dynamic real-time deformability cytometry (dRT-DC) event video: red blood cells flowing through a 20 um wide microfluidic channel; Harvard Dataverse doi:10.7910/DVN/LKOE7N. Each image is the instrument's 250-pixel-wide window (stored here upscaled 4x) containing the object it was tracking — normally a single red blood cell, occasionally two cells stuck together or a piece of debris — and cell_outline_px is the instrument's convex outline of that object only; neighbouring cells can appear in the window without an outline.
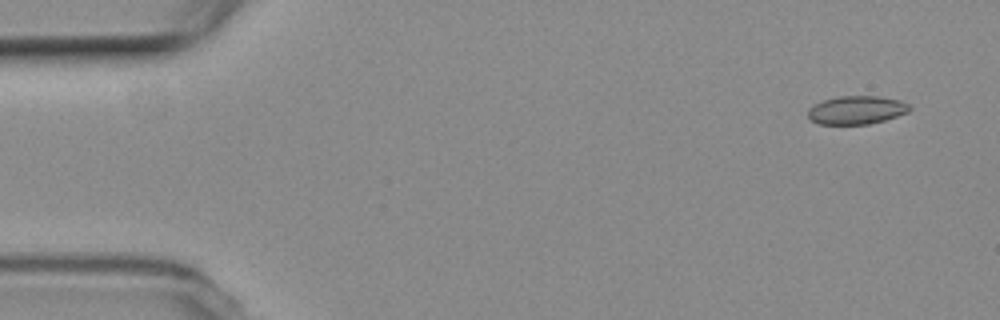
{"species": "common noctule bat (a hibernating species)", "species_latin": "Nyctalus noctula", "temperature_condition": "room temperature", "stored_images_in_passage": 6, "camera_frame_rate_fps": 3000, "um_per_image_px": 0.085, "animal": {"sex": "female", "body_mass_g": 19.3, "forearm_length_mm": 54.1}, "frame": {"image": 1, "passage_image": 1, "time_ms": 0.0, "image_size_px": [1000, 320], "cell_outline_px": [[912, 108], [908, 112], [884, 120], [868, 124], [820, 124], [812, 120], [808, 116], [808, 108], [824, 100], [840, 96], [876, 96], [900, 100], [908, 104]], "centroid_in_image_um": [72.82, 9.35], "position_along_channel_um": 12.2, "area_um2": 16.59}}
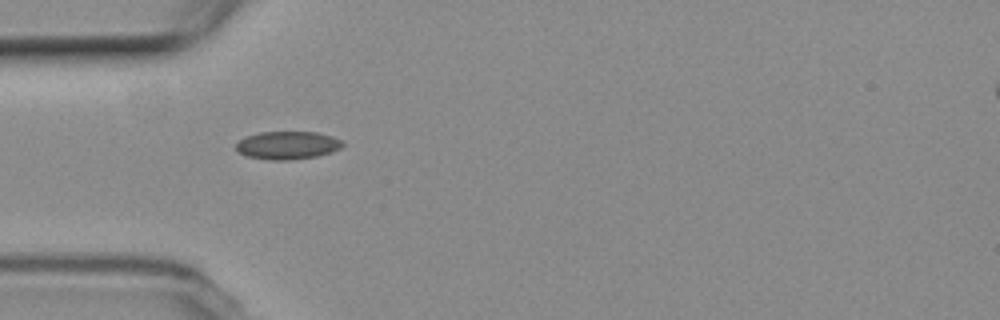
{"frame": {"image": 2, "passage_image": 5, "time_ms": 4.667, "image_size_px": [1000, 320], "cell_outline_px": [[344, 144], [340, 148], [332, 152], [316, 156], [292, 160], [268, 160], [248, 156], [240, 152], [236, 148], [236, 144], [240, 140], [248, 136], [260, 132], [316, 132], [332, 136], [340, 140]], "centroid_in_image_um": [24.46, 12.35], "position_along_channel_um": 60.5, "area_um2": 17.22}}
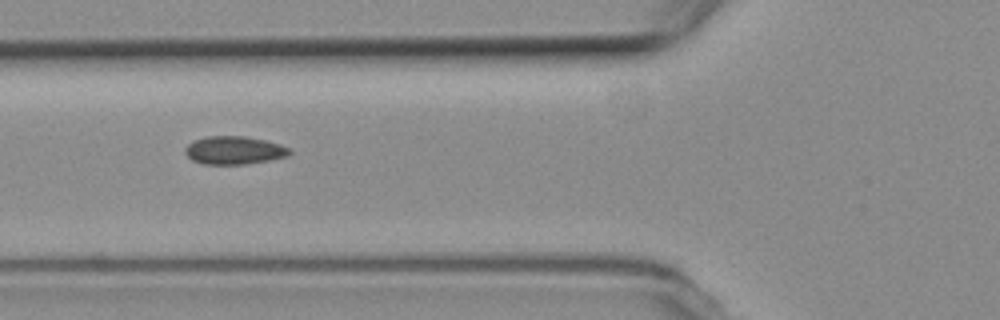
{"frame": {"image": 3, "passage_image": 6, "time_ms": 6.0, "image_size_px": [1000, 320], "cell_outline_px": [[292, 152], [288, 156], [268, 160], [244, 164], [204, 164], [192, 160], [184, 152], [184, 148], [188, 144], [196, 140], [208, 136], [244, 136], [264, 140], [280, 144], [288, 148]], "centroid_in_image_um": [19.89, 12.77], "position_along_channel_um": 105.9, "area_um2": 16.94}}